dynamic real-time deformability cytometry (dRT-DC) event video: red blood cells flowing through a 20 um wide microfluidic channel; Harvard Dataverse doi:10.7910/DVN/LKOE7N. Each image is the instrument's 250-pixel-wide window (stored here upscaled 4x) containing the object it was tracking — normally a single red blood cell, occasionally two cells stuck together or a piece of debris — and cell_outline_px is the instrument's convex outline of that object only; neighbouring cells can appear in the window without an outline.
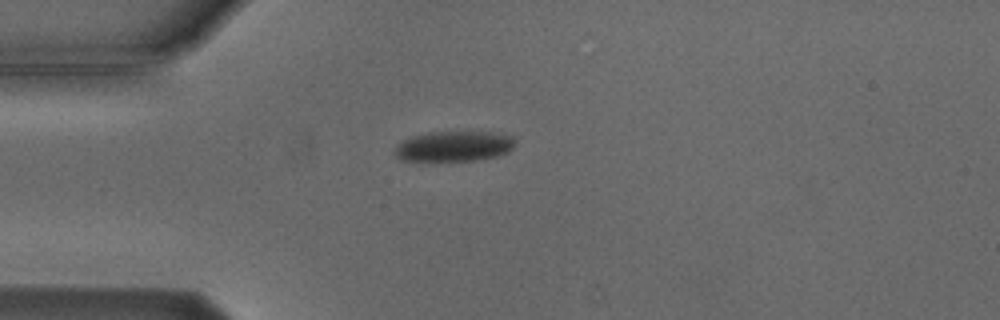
{"species": "Egyptian fruit bat (a non-hibernating species)", "species_latin": "Rousettus aegyptiacus", "temperature_condition": "cold", "stored_images_in_passage": 1, "camera_frame_rate_fps": 3000, "um_per_image_px": 0.085, "animal": {"sex": "male"}, "frame": {"image": 1, "passage_image": 1, "time_ms": 0.0, "image_size_px": [1000, 320], "cell_outline_px": [[512, 148], [508, 152], [496, 156], [476, 160], [428, 164], [400, 160], [392, 152], [396, 144], [400, 140], [412, 136], [428, 132], [492, 132], [512, 136]], "centroid_in_image_um": [38.42, 12.49], "position_along_channel_um": 46.6, "area_um2": 22.25}}